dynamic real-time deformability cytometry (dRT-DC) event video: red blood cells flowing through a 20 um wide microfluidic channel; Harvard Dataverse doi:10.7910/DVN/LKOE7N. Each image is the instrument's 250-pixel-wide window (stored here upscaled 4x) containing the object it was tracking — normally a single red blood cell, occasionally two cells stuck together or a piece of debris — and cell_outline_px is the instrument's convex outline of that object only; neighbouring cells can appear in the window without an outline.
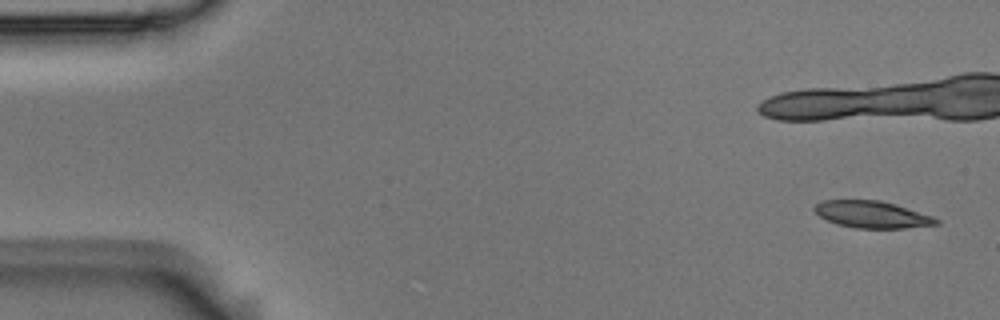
{"species": "Egyptian fruit bat (a non-hibernating species)", "species_latin": "Rousettus aegyptiacus", "temperature_condition": "room temperature", "stored_images_in_passage": 12, "camera_frame_rate_fps": 3000, "um_per_image_px": 0.085, "animal": {"sex": "male"}, "frame": {"image": 1, "passage_image": 1, "time_ms": 0.0, "image_size_px": [1000, 320], "cell_outline_px": [[940, 224], [904, 228], [856, 228], [836, 224], [820, 216], [812, 208], [816, 204], [824, 200], [880, 200], [932, 216], [940, 220]], "centroid_in_image_um": [74.11, 18.23], "position_along_channel_um": 10.9, "area_um2": 18.9}}
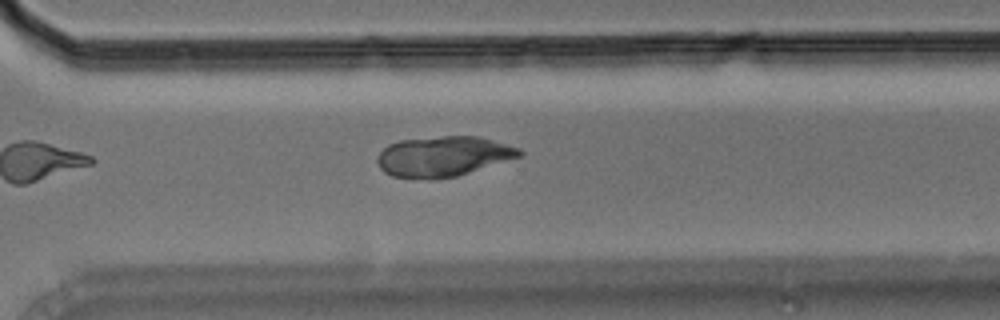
{"frame": {"image": 2, "passage_image": 12, "time_ms": 3.667, "image_size_px": [1000, 320], "cell_outline_px": [[524, 152], [520, 156], [456, 176], [392, 176], [384, 172], [380, 168], [376, 160], [376, 156], [388, 144], [400, 140], [440, 136], [480, 136], [520, 148]], "centroid_in_image_um": [37.67, 13.24], "position_along_channel_um": 332.9, "area_um2": 32.43}}